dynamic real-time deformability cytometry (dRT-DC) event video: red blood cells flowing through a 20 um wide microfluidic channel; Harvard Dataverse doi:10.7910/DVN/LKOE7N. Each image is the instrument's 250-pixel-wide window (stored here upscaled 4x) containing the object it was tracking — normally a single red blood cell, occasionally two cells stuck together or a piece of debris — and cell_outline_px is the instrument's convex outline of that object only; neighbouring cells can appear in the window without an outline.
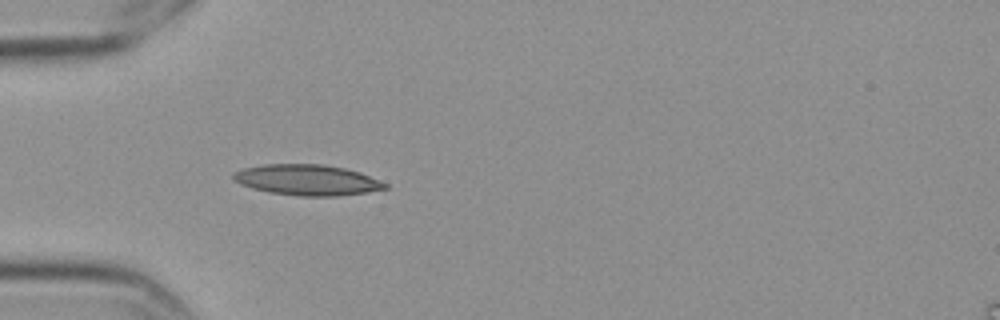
{"species": "Egyptian fruit bat (a non-hibernating species)", "species_latin": "Rousettus aegyptiacus", "temperature_condition": "cold", "stored_images_in_passage": 5, "camera_frame_rate_fps": 3000, "um_per_image_px": 0.085, "frame": {"image": 1, "passage_image": 5, "time_ms": 1.333, "image_size_px": [1000, 320], "cell_outline_px": [[388, 188], [368, 192], [336, 196], [300, 196], [268, 192], [252, 188], [240, 184], [232, 176], [232, 172], [244, 168], [264, 164], [324, 164], [344, 168], [360, 172], [388, 184]], "centroid_in_image_um": [26.11, 15.29], "position_along_channel_um": 58.9, "area_um2": 27.17}}